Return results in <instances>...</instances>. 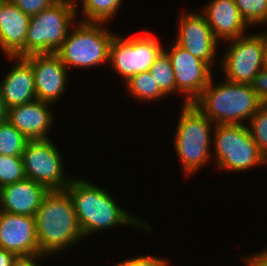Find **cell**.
<instances>
[{
  "mask_svg": "<svg viewBox=\"0 0 267 266\" xmlns=\"http://www.w3.org/2000/svg\"><path fill=\"white\" fill-rule=\"evenodd\" d=\"M86 179L87 176L85 178L82 175L81 178L75 175L66 187L73 200L77 221L84 238L96 232L98 234L118 227L129 228V225L132 229L142 230V233L154 232L153 226H150L152 224L147 219L145 221L144 217L120 206L109 189Z\"/></svg>",
  "mask_w": 267,
  "mask_h": 266,
  "instance_id": "1",
  "label": "cell"
},
{
  "mask_svg": "<svg viewBox=\"0 0 267 266\" xmlns=\"http://www.w3.org/2000/svg\"><path fill=\"white\" fill-rule=\"evenodd\" d=\"M35 221L41 254L55 257L84 241L73 200L66 189L50 190L46 194L37 209Z\"/></svg>",
  "mask_w": 267,
  "mask_h": 266,
  "instance_id": "2",
  "label": "cell"
},
{
  "mask_svg": "<svg viewBox=\"0 0 267 266\" xmlns=\"http://www.w3.org/2000/svg\"><path fill=\"white\" fill-rule=\"evenodd\" d=\"M214 79L216 78L212 77L192 104L215 125H247L264 102L252 90L251 85L223 78L216 83Z\"/></svg>",
  "mask_w": 267,
  "mask_h": 266,
  "instance_id": "3",
  "label": "cell"
},
{
  "mask_svg": "<svg viewBox=\"0 0 267 266\" xmlns=\"http://www.w3.org/2000/svg\"><path fill=\"white\" fill-rule=\"evenodd\" d=\"M177 127L173 134V148L182 175L192 177L212 162V142L215 124L192 103L182 104Z\"/></svg>",
  "mask_w": 267,
  "mask_h": 266,
  "instance_id": "4",
  "label": "cell"
},
{
  "mask_svg": "<svg viewBox=\"0 0 267 266\" xmlns=\"http://www.w3.org/2000/svg\"><path fill=\"white\" fill-rule=\"evenodd\" d=\"M106 25L79 20L74 23L55 52L68 70L96 68L103 64L108 66L110 44L117 32L107 29L109 25Z\"/></svg>",
  "mask_w": 267,
  "mask_h": 266,
  "instance_id": "5",
  "label": "cell"
},
{
  "mask_svg": "<svg viewBox=\"0 0 267 266\" xmlns=\"http://www.w3.org/2000/svg\"><path fill=\"white\" fill-rule=\"evenodd\" d=\"M212 137V156H215L211 160L218 170L239 174L267 164L247 125L216 124Z\"/></svg>",
  "mask_w": 267,
  "mask_h": 266,
  "instance_id": "6",
  "label": "cell"
},
{
  "mask_svg": "<svg viewBox=\"0 0 267 266\" xmlns=\"http://www.w3.org/2000/svg\"><path fill=\"white\" fill-rule=\"evenodd\" d=\"M74 0H57L47 9L31 16L25 40V57L55 53L71 27L78 21Z\"/></svg>",
  "mask_w": 267,
  "mask_h": 266,
  "instance_id": "7",
  "label": "cell"
},
{
  "mask_svg": "<svg viewBox=\"0 0 267 266\" xmlns=\"http://www.w3.org/2000/svg\"><path fill=\"white\" fill-rule=\"evenodd\" d=\"M144 27L140 35L125 37L116 33L111 41L108 65L120 76L123 84L134 75L149 71L164 51L165 44H160L159 38L151 34L147 26Z\"/></svg>",
  "mask_w": 267,
  "mask_h": 266,
  "instance_id": "8",
  "label": "cell"
},
{
  "mask_svg": "<svg viewBox=\"0 0 267 266\" xmlns=\"http://www.w3.org/2000/svg\"><path fill=\"white\" fill-rule=\"evenodd\" d=\"M250 32V33H249ZM249 32L223 43L225 52L220 54L222 77L230 82L250 85L254 77L266 66V47L263 36Z\"/></svg>",
  "mask_w": 267,
  "mask_h": 266,
  "instance_id": "9",
  "label": "cell"
},
{
  "mask_svg": "<svg viewBox=\"0 0 267 266\" xmlns=\"http://www.w3.org/2000/svg\"><path fill=\"white\" fill-rule=\"evenodd\" d=\"M62 155L52 138L28 140L22 153L26 178L49 190H65L74 176L67 173Z\"/></svg>",
  "mask_w": 267,
  "mask_h": 266,
  "instance_id": "10",
  "label": "cell"
},
{
  "mask_svg": "<svg viewBox=\"0 0 267 266\" xmlns=\"http://www.w3.org/2000/svg\"><path fill=\"white\" fill-rule=\"evenodd\" d=\"M169 44L170 46H164V52L169 57L174 70L176 95L184 98L182 104L192 103L208 86L213 77L214 68L191 55L174 40Z\"/></svg>",
  "mask_w": 267,
  "mask_h": 266,
  "instance_id": "11",
  "label": "cell"
},
{
  "mask_svg": "<svg viewBox=\"0 0 267 266\" xmlns=\"http://www.w3.org/2000/svg\"><path fill=\"white\" fill-rule=\"evenodd\" d=\"M184 11L180 10V17L177 18L179 21L176 20L178 24L173 40L194 57L207 62L212 68L217 66L221 43L214 37L206 17L198 10Z\"/></svg>",
  "mask_w": 267,
  "mask_h": 266,
  "instance_id": "12",
  "label": "cell"
},
{
  "mask_svg": "<svg viewBox=\"0 0 267 266\" xmlns=\"http://www.w3.org/2000/svg\"><path fill=\"white\" fill-rule=\"evenodd\" d=\"M32 65L37 99L57 104L67 93L69 71L56 53L34 54L25 57Z\"/></svg>",
  "mask_w": 267,
  "mask_h": 266,
  "instance_id": "13",
  "label": "cell"
},
{
  "mask_svg": "<svg viewBox=\"0 0 267 266\" xmlns=\"http://www.w3.org/2000/svg\"><path fill=\"white\" fill-rule=\"evenodd\" d=\"M55 107L38 99L10 107L8 122L19 130L28 140L50 139L51 127L55 125ZM51 109V110H50ZM54 124V125H53Z\"/></svg>",
  "mask_w": 267,
  "mask_h": 266,
  "instance_id": "14",
  "label": "cell"
},
{
  "mask_svg": "<svg viewBox=\"0 0 267 266\" xmlns=\"http://www.w3.org/2000/svg\"><path fill=\"white\" fill-rule=\"evenodd\" d=\"M0 247L19 255L41 253L35 217L0 212Z\"/></svg>",
  "mask_w": 267,
  "mask_h": 266,
  "instance_id": "15",
  "label": "cell"
},
{
  "mask_svg": "<svg viewBox=\"0 0 267 266\" xmlns=\"http://www.w3.org/2000/svg\"><path fill=\"white\" fill-rule=\"evenodd\" d=\"M13 67L0 77V96L7 107L22 105L37 99L31 63L20 56H5Z\"/></svg>",
  "mask_w": 267,
  "mask_h": 266,
  "instance_id": "16",
  "label": "cell"
},
{
  "mask_svg": "<svg viewBox=\"0 0 267 266\" xmlns=\"http://www.w3.org/2000/svg\"><path fill=\"white\" fill-rule=\"evenodd\" d=\"M203 6L199 11L206 17L214 37L220 43L239 38L251 28L241 16L234 0H211Z\"/></svg>",
  "mask_w": 267,
  "mask_h": 266,
  "instance_id": "17",
  "label": "cell"
},
{
  "mask_svg": "<svg viewBox=\"0 0 267 266\" xmlns=\"http://www.w3.org/2000/svg\"><path fill=\"white\" fill-rule=\"evenodd\" d=\"M30 19L11 0H0V51L3 56L25 57Z\"/></svg>",
  "mask_w": 267,
  "mask_h": 266,
  "instance_id": "18",
  "label": "cell"
},
{
  "mask_svg": "<svg viewBox=\"0 0 267 266\" xmlns=\"http://www.w3.org/2000/svg\"><path fill=\"white\" fill-rule=\"evenodd\" d=\"M49 191L43 184L28 178L6 185L2 187L1 211L35 217Z\"/></svg>",
  "mask_w": 267,
  "mask_h": 266,
  "instance_id": "19",
  "label": "cell"
},
{
  "mask_svg": "<svg viewBox=\"0 0 267 266\" xmlns=\"http://www.w3.org/2000/svg\"><path fill=\"white\" fill-rule=\"evenodd\" d=\"M74 1L76 5V12L80 13L81 11V14L76 13L77 19L79 21L110 24L111 22L114 21V18L117 17L116 15L120 10V7H123L122 2L124 0H78V1L74 0Z\"/></svg>",
  "mask_w": 267,
  "mask_h": 266,
  "instance_id": "20",
  "label": "cell"
},
{
  "mask_svg": "<svg viewBox=\"0 0 267 266\" xmlns=\"http://www.w3.org/2000/svg\"><path fill=\"white\" fill-rule=\"evenodd\" d=\"M124 86L126 94L128 93L132 100H137V102H142V104L152 101H159L160 103V100L168 98L160 90L149 71L134 75Z\"/></svg>",
  "mask_w": 267,
  "mask_h": 266,
  "instance_id": "21",
  "label": "cell"
},
{
  "mask_svg": "<svg viewBox=\"0 0 267 266\" xmlns=\"http://www.w3.org/2000/svg\"><path fill=\"white\" fill-rule=\"evenodd\" d=\"M150 74L157 82L160 90L167 96L176 95L175 74L171 62L167 54L163 51L162 54L154 61L149 69Z\"/></svg>",
  "mask_w": 267,
  "mask_h": 266,
  "instance_id": "22",
  "label": "cell"
},
{
  "mask_svg": "<svg viewBox=\"0 0 267 266\" xmlns=\"http://www.w3.org/2000/svg\"><path fill=\"white\" fill-rule=\"evenodd\" d=\"M27 141L8 121L0 125V155L22 157Z\"/></svg>",
  "mask_w": 267,
  "mask_h": 266,
  "instance_id": "23",
  "label": "cell"
},
{
  "mask_svg": "<svg viewBox=\"0 0 267 266\" xmlns=\"http://www.w3.org/2000/svg\"><path fill=\"white\" fill-rule=\"evenodd\" d=\"M245 22L253 27L267 21V0H234Z\"/></svg>",
  "mask_w": 267,
  "mask_h": 266,
  "instance_id": "24",
  "label": "cell"
},
{
  "mask_svg": "<svg viewBox=\"0 0 267 266\" xmlns=\"http://www.w3.org/2000/svg\"><path fill=\"white\" fill-rule=\"evenodd\" d=\"M253 141L267 158V103H264L247 123Z\"/></svg>",
  "mask_w": 267,
  "mask_h": 266,
  "instance_id": "25",
  "label": "cell"
},
{
  "mask_svg": "<svg viewBox=\"0 0 267 266\" xmlns=\"http://www.w3.org/2000/svg\"><path fill=\"white\" fill-rule=\"evenodd\" d=\"M26 178L22 157L0 155V187Z\"/></svg>",
  "mask_w": 267,
  "mask_h": 266,
  "instance_id": "26",
  "label": "cell"
},
{
  "mask_svg": "<svg viewBox=\"0 0 267 266\" xmlns=\"http://www.w3.org/2000/svg\"><path fill=\"white\" fill-rule=\"evenodd\" d=\"M169 262V259L165 257L163 258L161 255L141 254L130 258H124L122 261L120 260L118 263L116 262L113 266H171Z\"/></svg>",
  "mask_w": 267,
  "mask_h": 266,
  "instance_id": "27",
  "label": "cell"
},
{
  "mask_svg": "<svg viewBox=\"0 0 267 266\" xmlns=\"http://www.w3.org/2000/svg\"><path fill=\"white\" fill-rule=\"evenodd\" d=\"M19 9L30 17L50 7L57 0H11Z\"/></svg>",
  "mask_w": 267,
  "mask_h": 266,
  "instance_id": "28",
  "label": "cell"
},
{
  "mask_svg": "<svg viewBox=\"0 0 267 266\" xmlns=\"http://www.w3.org/2000/svg\"><path fill=\"white\" fill-rule=\"evenodd\" d=\"M252 90L259 96V98L267 103V67L265 66L251 82Z\"/></svg>",
  "mask_w": 267,
  "mask_h": 266,
  "instance_id": "29",
  "label": "cell"
},
{
  "mask_svg": "<svg viewBox=\"0 0 267 266\" xmlns=\"http://www.w3.org/2000/svg\"><path fill=\"white\" fill-rule=\"evenodd\" d=\"M47 257V255L41 253L32 255H19L13 260L11 266H42V262Z\"/></svg>",
  "mask_w": 267,
  "mask_h": 266,
  "instance_id": "30",
  "label": "cell"
},
{
  "mask_svg": "<svg viewBox=\"0 0 267 266\" xmlns=\"http://www.w3.org/2000/svg\"><path fill=\"white\" fill-rule=\"evenodd\" d=\"M258 252V253H257ZM256 253L248 254L243 257L245 266H267V247L259 249Z\"/></svg>",
  "mask_w": 267,
  "mask_h": 266,
  "instance_id": "31",
  "label": "cell"
},
{
  "mask_svg": "<svg viewBox=\"0 0 267 266\" xmlns=\"http://www.w3.org/2000/svg\"><path fill=\"white\" fill-rule=\"evenodd\" d=\"M16 254L0 247V266H11Z\"/></svg>",
  "mask_w": 267,
  "mask_h": 266,
  "instance_id": "32",
  "label": "cell"
},
{
  "mask_svg": "<svg viewBox=\"0 0 267 266\" xmlns=\"http://www.w3.org/2000/svg\"><path fill=\"white\" fill-rule=\"evenodd\" d=\"M8 107L4 102L3 98L0 96V125L4 124L8 120Z\"/></svg>",
  "mask_w": 267,
  "mask_h": 266,
  "instance_id": "33",
  "label": "cell"
},
{
  "mask_svg": "<svg viewBox=\"0 0 267 266\" xmlns=\"http://www.w3.org/2000/svg\"><path fill=\"white\" fill-rule=\"evenodd\" d=\"M265 26L266 28L265 29H263L261 32H259L262 36H263V38H264V41H265V47L267 48V21L266 22H264V23H262L260 26L261 27H263V26ZM263 31H265V32H263Z\"/></svg>",
  "mask_w": 267,
  "mask_h": 266,
  "instance_id": "34",
  "label": "cell"
},
{
  "mask_svg": "<svg viewBox=\"0 0 267 266\" xmlns=\"http://www.w3.org/2000/svg\"><path fill=\"white\" fill-rule=\"evenodd\" d=\"M1 201H2V188L0 187V212H1Z\"/></svg>",
  "mask_w": 267,
  "mask_h": 266,
  "instance_id": "35",
  "label": "cell"
},
{
  "mask_svg": "<svg viewBox=\"0 0 267 266\" xmlns=\"http://www.w3.org/2000/svg\"><path fill=\"white\" fill-rule=\"evenodd\" d=\"M266 67H267V48H266Z\"/></svg>",
  "mask_w": 267,
  "mask_h": 266,
  "instance_id": "36",
  "label": "cell"
}]
</instances>
